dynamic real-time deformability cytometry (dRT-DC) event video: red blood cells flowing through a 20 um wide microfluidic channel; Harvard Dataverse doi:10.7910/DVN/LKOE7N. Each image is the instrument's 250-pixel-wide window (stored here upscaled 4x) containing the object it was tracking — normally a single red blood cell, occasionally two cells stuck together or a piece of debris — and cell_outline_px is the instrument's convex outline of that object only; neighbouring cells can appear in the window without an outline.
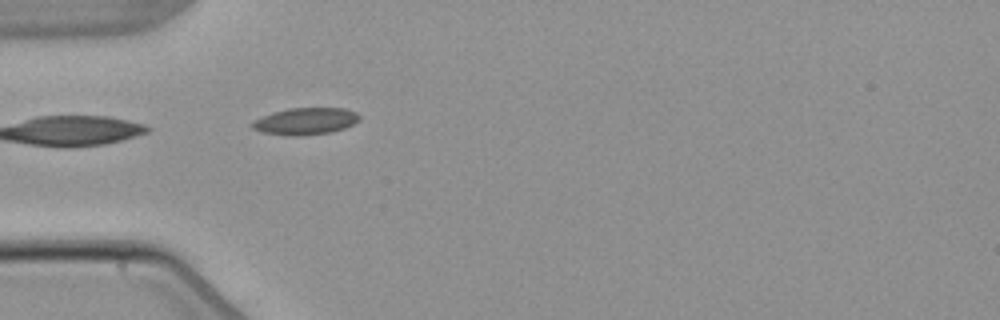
{"species": "common noctule bat (a hibernating species)", "species_latin": "Nyctalus noctula", "temperature_condition": "warm", "stored_images_in_passage": 1, "camera_frame_rate_fps": 3000, "um_per_image_px": 0.085, "animal": {"sex": "male", "body_mass_g": 21.5, "forearm_length_mm": 52.0}, "frame": {"image": 1, "passage_image": 1, "time_ms": 0.0, "image_size_px": [1000, 320], "cell_outline_px": [[360, 120], [344, 128], [332, 132], [300, 136], [292, 136], [264, 132], [252, 128], [252, 124], [256, 120], [264, 116], [288, 108], [344, 108], [356, 112], [360, 116]], "centroid_in_image_um": [26.03, 10.3], "position_along_channel_um": 59.0, "area_um2": 16.53}}